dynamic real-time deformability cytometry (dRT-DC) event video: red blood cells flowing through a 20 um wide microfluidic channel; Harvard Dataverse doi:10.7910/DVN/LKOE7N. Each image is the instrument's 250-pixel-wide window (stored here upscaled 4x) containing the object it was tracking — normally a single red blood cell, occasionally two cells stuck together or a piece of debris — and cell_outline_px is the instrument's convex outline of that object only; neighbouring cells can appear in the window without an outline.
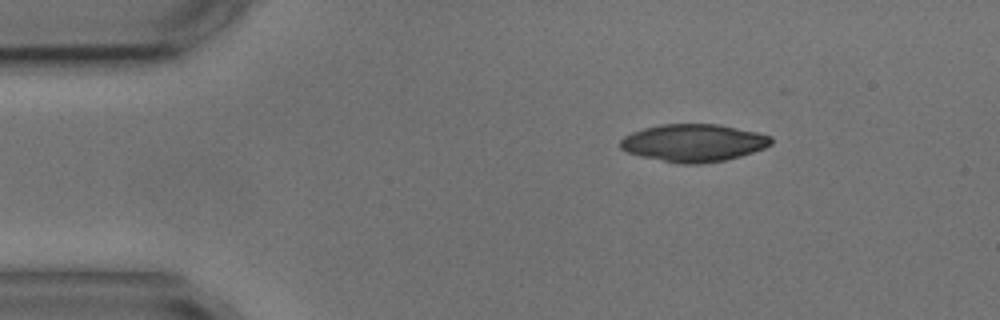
{"species": "common noctule bat (a hibernating species)", "species_latin": "Nyctalus noctula", "temperature_condition": "cold", "stored_images_in_passage": 3, "camera_frame_rate_fps": 3000, "um_per_image_px": 0.085, "animal": {"sex": "male", "body_mass_g": 17.9, "forearm_length_mm": 54.2}, "frame": {"image": 1, "passage_image": 1, "time_ms": 0.0, "image_size_px": [1000, 320], "cell_outline_px": [[772, 144], [764, 148], [740, 156], [724, 160], [700, 164], [680, 164], [640, 156], [628, 152], [620, 148], [620, 140], [624, 136], [632, 132], [644, 128], [664, 124], [716, 124], [756, 132], [772, 136]], "centroid_in_image_um": [58.94, 12.15], "position_along_channel_um": 26.1, "area_um2": 32.83}}